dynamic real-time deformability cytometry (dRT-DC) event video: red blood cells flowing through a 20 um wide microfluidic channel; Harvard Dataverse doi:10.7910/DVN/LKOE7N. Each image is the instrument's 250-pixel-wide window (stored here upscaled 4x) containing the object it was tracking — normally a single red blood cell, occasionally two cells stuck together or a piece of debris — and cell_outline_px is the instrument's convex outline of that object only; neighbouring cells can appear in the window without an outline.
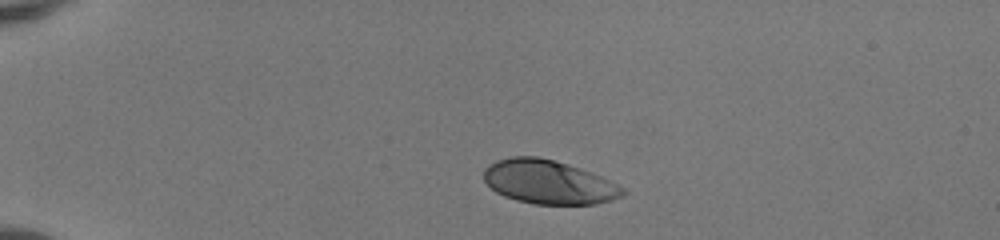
{"species": "human", "species_latin": "Homo sapiens", "temperature_condition": "room temperature", "stored_images_in_passage": 39, "camera_frame_rate_fps": 3000, "um_per_image_px": 0.085, "donor": {"sex": "female"}, "frame": {"image": 1, "passage_image": 1, "time_ms": 0.0, "image_size_px": [1000, 240], "cell_outline_px": [[600, 200], [588, 204], [540, 204], [508, 196], [492, 188], [488, 184], [488, 168], [504, 160], [548, 160], [560, 164]], "centroid_in_image_um": [45.78, 15.53], "position_along_channel_um": 39.2, "area_um2": 25.61}}
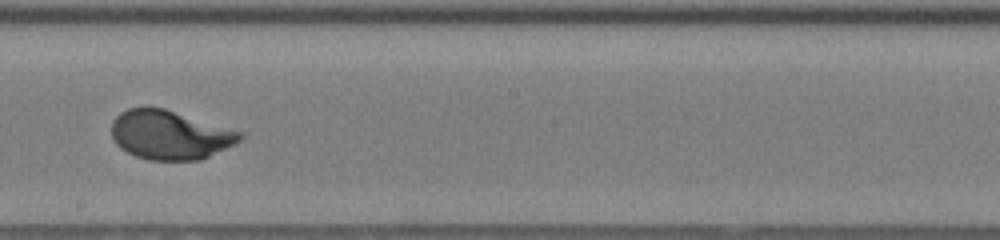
{"frame": {"image": 2, "passage_image": 20, "time_ms": 6.333, "image_size_px": [1000, 240], "cell_outline_px": [[236, 136], [228, 144], [204, 156], [180, 160], [164, 160], [144, 156], [132, 152], [120, 144], [116, 140], [116, 120], [124, 112], [136, 108], [156, 108], [168, 112]], "centroid_in_image_um": [14.22, 11.49], "position_along_channel_um": 234.0, "area_um2": 30.81}}
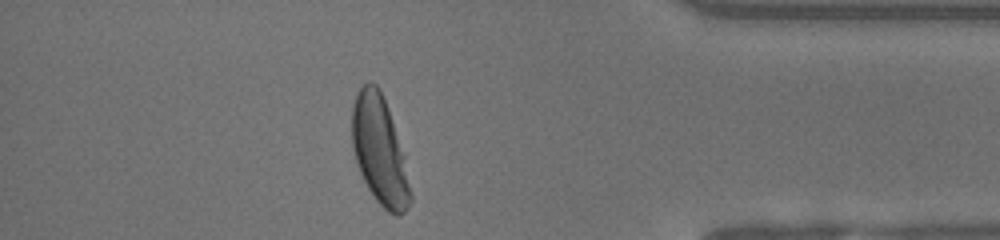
{"frame": {"image": 3, "passage_image": 34, "time_ms": 11.0, "image_size_px": [1000, 240], "cell_outline_px": [[396, 212], [392, 212], [376, 196], [368, 184], [364, 176], [356, 152], [356, 100], [360, 92], [380, 96], [384, 104], [388, 116], [392, 132]], "centroid_in_image_um": [31.95, 12.54], "position_along_channel_um": 403.3, "area_um2": 24.39}, "authors_computed_cell_mechanics": {"area_um2": 28.9289, "velocity_mm_per_s": 4.1254, "shape_relaxation_time_tau1_ms": 2.0077, "shape_relaxation_time_tau2_ms": null, "deformation_change_tau1": 0.1609, "deformation_change_tau2": null}}